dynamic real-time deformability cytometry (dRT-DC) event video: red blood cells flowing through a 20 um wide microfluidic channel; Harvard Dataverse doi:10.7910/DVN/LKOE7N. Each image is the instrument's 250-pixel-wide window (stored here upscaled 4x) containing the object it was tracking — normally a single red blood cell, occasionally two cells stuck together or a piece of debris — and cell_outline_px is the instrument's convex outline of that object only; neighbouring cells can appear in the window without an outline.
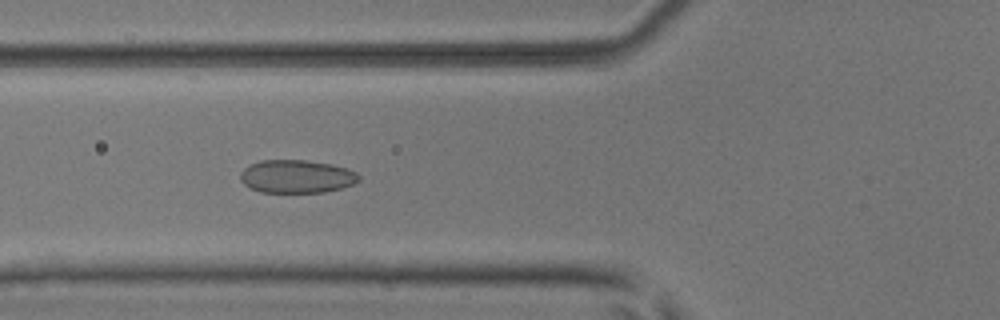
{"species": "common noctule bat (a hibernating species)", "species_latin": "Nyctalus noctula", "temperature_condition": "room temperature", "stored_images_in_passage": 52, "camera_frame_rate_fps": 3000, "um_per_image_px": 0.085, "animal": {"sex": "male", "body_mass_g": 17.9, "forearm_length_mm": 54.2}, "frame": {"image": 1, "passage_image": 20, "time_ms": 6.333, "image_size_px": [1000, 320], "cell_outline_px": [[360, 180], [352, 184], [340, 188], [324, 192], [260, 192], [244, 184], [240, 180], [240, 172], [244, 168], [260, 160], [304, 160], [332, 164], [348, 168], [356, 172], [360, 176]], "centroid_in_image_um": [25.22, 14.99], "position_along_channel_um": 100.6, "area_um2": 22.83}}
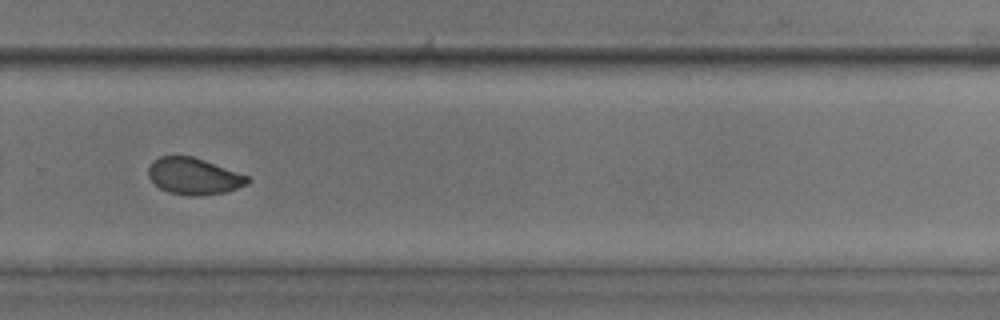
{"frame": {"image": 2, "passage_image": 36, "time_ms": 11.667, "image_size_px": [1000, 320], "cell_outline_px": [[252, 180], [248, 184], [224, 192], [192, 196], [188, 196], [168, 192], [160, 188], [148, 176], [148, 168], [152, 160], [160, 156], [192, 156], [204, 160], [248, 176]], "centroid_in_image_um": [16.45, 14.97], "position_along_channel_um": 313.3, "area_um2": 20.98}}
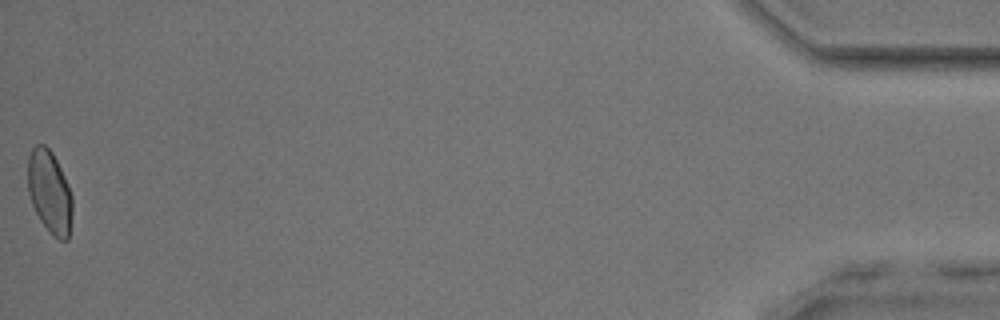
{"frame": {"image": 3, "passage_image": 52, "time_ms": 17.0, "image_size_px": [1000, 320], "cell_outline_px": [[72, 216], [68, 240], [60, 240], [52, 236], [40, 220], [32, 204], [28, 192], [28, 156], [32, 148], [36, 144], [44, 144], [52, 152], [60, 168], [72, 196]], "centroid_in_image_um": [4.21, 16.33], "position_along_channel_um": 431.0, "area_um2": 21.44}, "authors_computed_cell_mechanics": {"area_um2": 22.0507, "velocity_mm_per_s": 3.9951, "shape_relaxation_time_tau1_ms": 3.9908, "shape_relaxation_time_tau2_ms": 0.6739, "deformation_change_tau1": 0.1006, "deformation_change_tau2": 0.032}}